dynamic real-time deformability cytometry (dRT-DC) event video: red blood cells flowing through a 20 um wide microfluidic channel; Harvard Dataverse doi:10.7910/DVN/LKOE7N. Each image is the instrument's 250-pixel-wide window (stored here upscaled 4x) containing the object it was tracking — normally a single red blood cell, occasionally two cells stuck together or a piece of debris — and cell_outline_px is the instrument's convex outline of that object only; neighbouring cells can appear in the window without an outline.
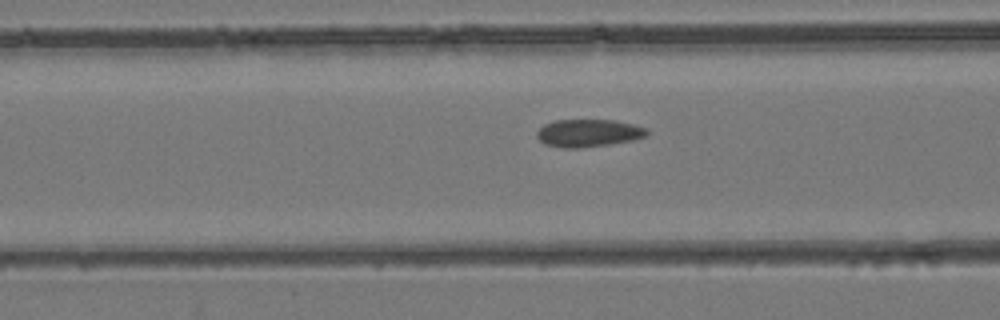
{"species": "common noctule bat (a hibernating species)", "species_latin": "Nyctalus noctula", "temperature_condition": "room temperature", "stored_images_in_passage": 32, "camera_frame_rate_fps": 3000, "um_per_image_px": 0.085, "animal": {"sex": "female", "body_mass_g": 24.6, "forearm_length_mm": 56.2}, "frame": {"image": 1, "passage_image": 14, "time_ms": 4.333, "image_size_px": [1000, 320], "cell_outline_px": [[648, 136], [632, 140], [608, 144], [580, 148], [564, 148], [544, 144], [536, 136], [536, 132], [544, 124], [556, 120], [616, 120], [632, 124], [644, 128], [648, 132]], "centroid_in_image_um": [49.99, 11.31], "position_along_channel_um": 116.6, "area_um2": 17.63}}
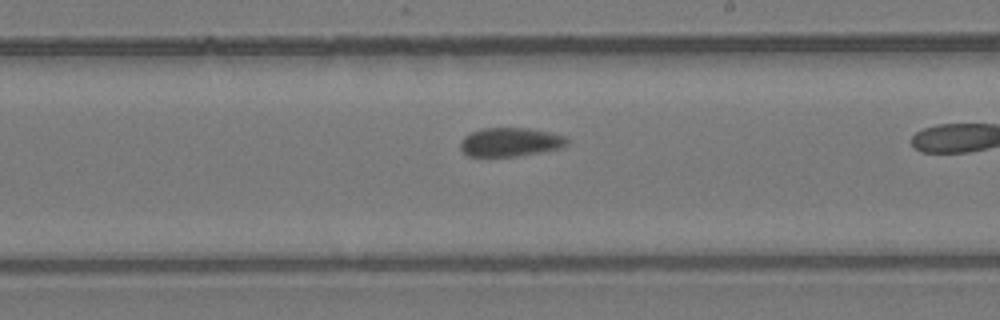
{"frame": {"image": 2, "passage_image": 23, "time_ms": 7.333, "image_size_px": [1000, 320], "cell_outline_px": [[568, 144], [560, 148], [540, 152], [516, 156], [468, 156], [460, 148], [460, 140], [464, 136], [472, 132], [484, 128], [528, 128], [548, 132], [564, 136], [568, 140]], "centroid_in_image_um": [43.35, 12.07], "position_along_channel_um": 245.6, "area_um2": 17.74}}